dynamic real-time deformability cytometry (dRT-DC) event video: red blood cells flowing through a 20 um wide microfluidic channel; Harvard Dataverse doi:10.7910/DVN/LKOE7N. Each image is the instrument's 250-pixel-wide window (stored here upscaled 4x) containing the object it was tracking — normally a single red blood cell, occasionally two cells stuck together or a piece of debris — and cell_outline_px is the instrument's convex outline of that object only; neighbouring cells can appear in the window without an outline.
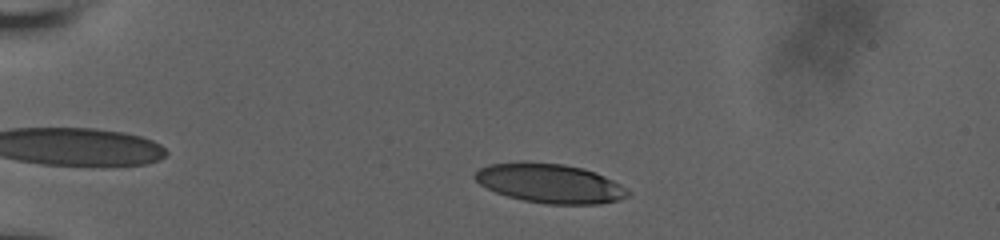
{"species": "human", "species_latin": "Homo sapiens", "temperature_condition": "room temperature", "stored_images_in_passage": 22, "camera_frame_rate_fps": 3000, "um_per_image_px": 0.085, "donor": {"sex": "male"}, "frame": {"image": 1, "passage_image": 6, "time_ms": 2.0, "image_size_px": [1000, 240], "cell_outline_px": [[632, 192], [628, 196], [616, 200], [600, 204], [544, 204], [524, 200], [508, 196], [496, 192], [480, 184], [472, 176], [480, 168], [488, 164], [520, 160], [524, 160], [564, 164], [584, 168], [604, 176], [620, 184]], "centroid_in_image_um": [46.72, 15.56], "position_along_channel_um": 38.3, "area_um2": 35.32}}
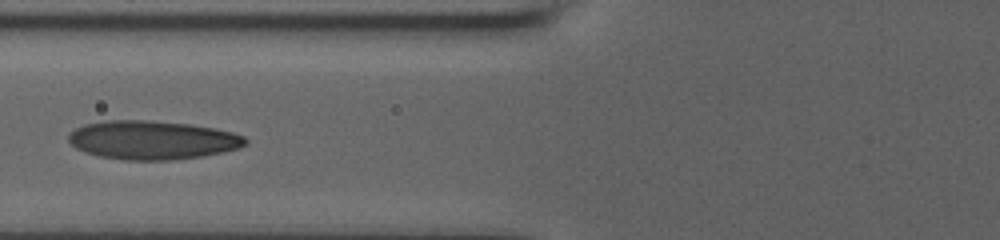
{"frame": {"image": 2, "passage_image": 14, "time_ms": 5.667, "image_size_px": [1000, 240], "cell_outline_px": [[248, 144], [240, 148], [224, 152], [200, 156], [168, 160], [124, 160], [100, 156], [84, 152], [76, 148], [68, 140], [68, 136], [76, 128], [84, 124], [108, 120], [148, 120], [188, 124], [216, 128], [232, 132], [244, 136], [248, 140]], "centroid_in_image_um": [12.97, 11.9], "position_along_channel_um": 112.8, "area_um2": 39.94}}
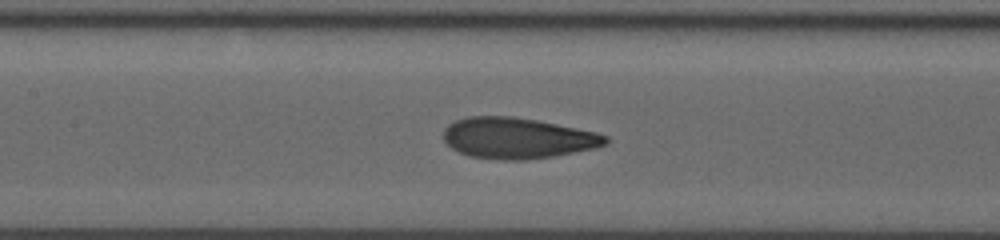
{"frame": {"image": 3, "passage_image": 19, "time_ms": 7.0, "image_size_px": [1000, 240], "cell_outline_px": [[608, 144], [596, 148], [552, 156], [528, 160], [504, 160], [468, 156], [452, 148], [444, 140], [444, 128], [448, 124], [464, 116], [512, 116], [536, 120], [596, 132], [608, 136]], "centroid_in_image_um": [43.98, 11.73], "position_along_channel_um": 163.4, "area_um2": 38.67}}